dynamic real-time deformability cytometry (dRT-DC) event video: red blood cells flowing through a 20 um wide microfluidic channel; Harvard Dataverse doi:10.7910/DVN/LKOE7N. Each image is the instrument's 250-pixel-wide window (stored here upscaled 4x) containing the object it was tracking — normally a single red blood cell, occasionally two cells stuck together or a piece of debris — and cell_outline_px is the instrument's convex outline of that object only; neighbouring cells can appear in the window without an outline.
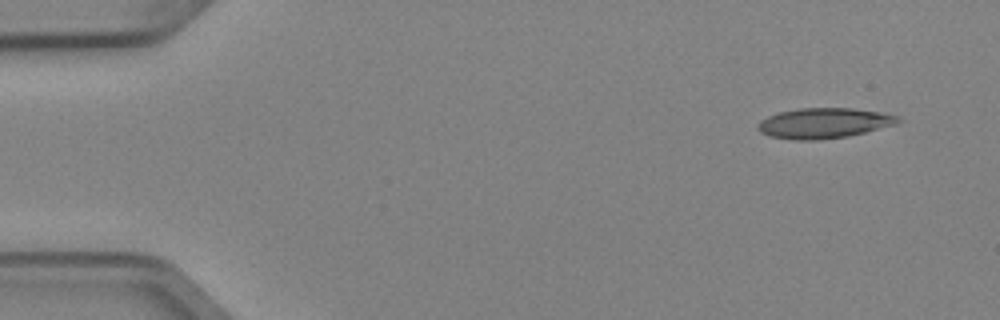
{"species": "Egyptian fruit bat (a non-hibernating species)", "species_latin": "Rousettus aegyptiacus", "temperature_condition": "cold", "stored_images_in_passage": 6, "segment_of_instrument_passage": [2, 2], "camera_frame_rate_fps": 3000, "um_per_image_px": 0.085, "animal": {"sex": "female"}, "frame": {"image": 1, "passage_image": 6, "time_ms": 1.667, "image_size_px": [1000, 320], "cell_outline_px": [[904, 120], [896, 124], [848, 136], [816, 140], [792, 140], [768, 136], [760, 132], [756, 128], [756, 124], [760, 120], [768, 116], [780, 112], [800, 108], [852, 108], [880, 112], [900, 116]], "centroid_in_image_um": [70.01, 10.47], "position_along_channel_um": 15.0, "area_um2": 24.91}}